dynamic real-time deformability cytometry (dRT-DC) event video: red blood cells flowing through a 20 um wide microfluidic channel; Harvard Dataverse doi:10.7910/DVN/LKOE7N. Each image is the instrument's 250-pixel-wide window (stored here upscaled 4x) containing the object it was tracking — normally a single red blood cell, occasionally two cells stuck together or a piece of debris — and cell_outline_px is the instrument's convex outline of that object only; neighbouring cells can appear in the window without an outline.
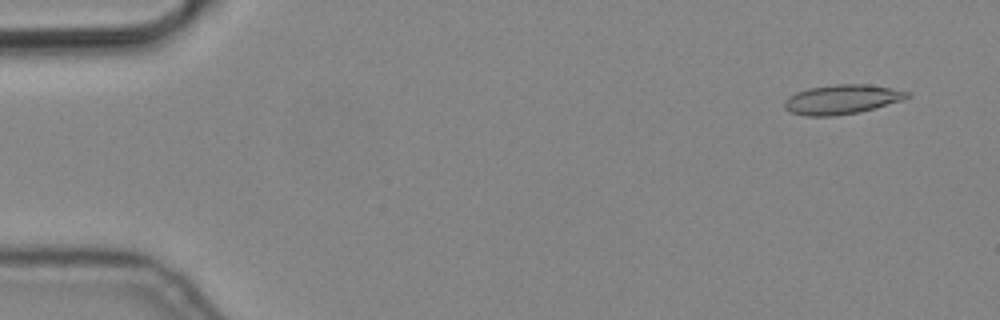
{"species": "common noctule bat (a hibernating species)", "species_latin": "Nyctalus noctula", "temperature_condition": "cold", "stored_images_in_passage": 8, "camera_frame_rate_fps": 3000, "um_per_image_px": 0.085, "animal": {"sex": "male", "body_mass_g": 19.2, "forearm_length_mm": 51.8}, "frame": {"image": 1, "passage_image": 1, "time_ms": 0.0, "image_size_px": [1000, 320], "cell_outline_px": [[912, 96], [904, 100], [876, 108], [860, 112], [832, 116], [804, 116], [788, 112], [784, 108], [784, 100], [788, 96], [796, 92], [808, 88], [836, 84], [868, 84], [892, 88], [912, 92]], "centroid_in_image_um": [71.58, 8.45], "position_along_channel_um": 13.4, "area_um2": 21.5}}
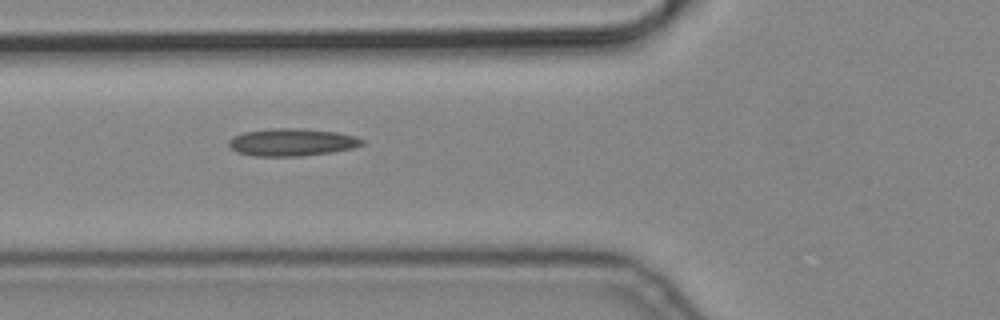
{"frame": {"image": 2, "passage_image": 6, "time_ms": 1.667, "image_size_px": [1000, 320], "cell_outline_px": [[364, 144], [352, 148], [332, 152], [300, 156], [252, 156], [236, 152], [228, 144], [228, 140], [232, 136], [244, 132], [272, 128], [300, 128], [336, 132], [356, 136], [364, 140]], "centroid_in_image_um": [24.79, 12.09], "position_along_channel_um": 101.0, "area_um2": 21.44}}
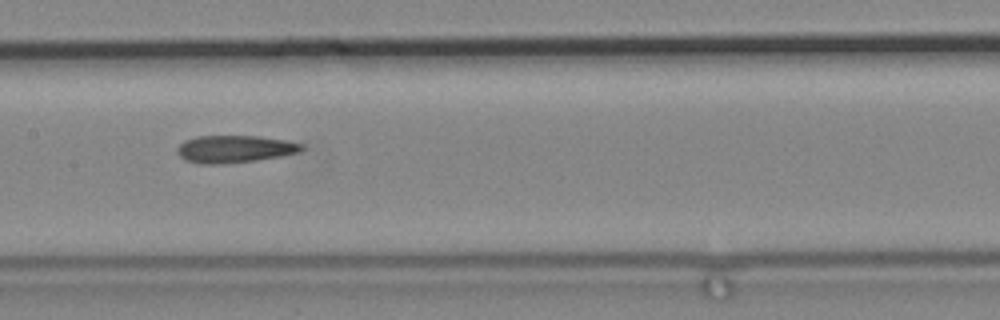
{"frame": {"image": 3, "passage_image": 8, "time_ms": 2.333, "image_size_px": [1000, 320], "cell_outline_px": [[304, 148], [300, 152], [280, 156], [256, 160], [224, 164], [204, 164], [184, 160], [176, 152], [176, 148], [184, 140], [196, 136], [256, 136], [284, 140], [304, 144]], "centroid_in_image_um": [19.91, 12.67], "position_along_channel_um": 187.5, "area_um2": 19.88}}